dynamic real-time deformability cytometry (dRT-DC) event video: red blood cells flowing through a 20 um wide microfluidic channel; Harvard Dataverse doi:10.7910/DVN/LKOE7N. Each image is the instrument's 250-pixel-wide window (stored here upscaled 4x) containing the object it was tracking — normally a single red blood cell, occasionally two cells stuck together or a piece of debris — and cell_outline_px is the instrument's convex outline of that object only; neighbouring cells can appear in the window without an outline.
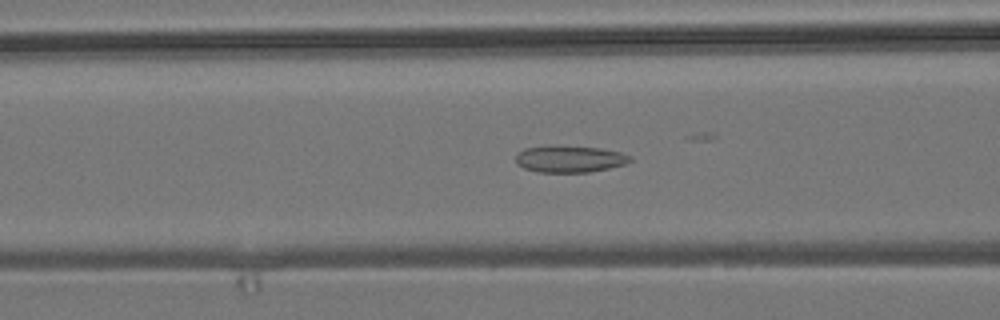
{"species": "common noctule bat (a hibernating species)", "species_latin": "Nyctalus noctula", "temperature_condition": "room temperature", "stored_images_in_passage": 55, "camera_frame_rate_fps": 3000, "um_per_image_px": 0.085, "animal": {"sex": "male", "body_mass_g": 19.2, "forearm_length_mm": 51.8}, "frame": {"image": 1, "passage_image": 22, "time_ms": 7.0, "image_size_px": [1000, 320], "cell_outline_px": [[632, 160], [624, 164], [608, 168], [588, 172], [536, 172], [524, 168], [516, 164], [516, 156], [524, 148], [600, 148], [620, 152], [632, 156]], "centroid_in_image_um": [48.45, 13.56], "position_along_channel_um": 118.2, "area_um2": 16.99}}
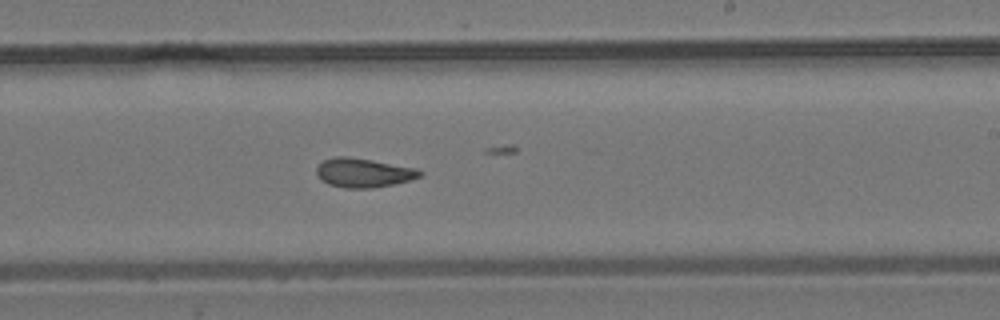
{"frame": {"image": 2, "passage_image": 33, "time_ms": 10.667, "image_size_px": [1000, 320], "cell_outline_px": [[424, 172], [420, 176], [396, 184], [372, 188], [344, 188], [328, 184], [316, 172], [316, 168], [324, 160], [336, 156], [348, 156], [372, 160], [416, 168]], "centroid_in_image_um": [30.91, 14.68], "position_along_channel_um": 258.1, "area_um2": 17.4}}
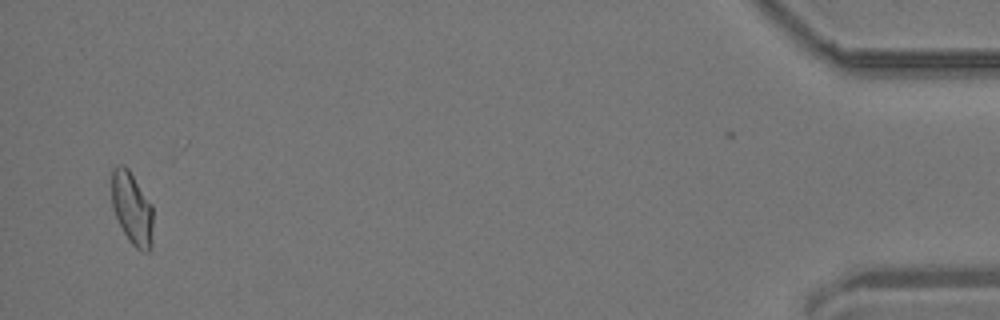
{"frame": {"image": 3, "passage_image": 53, "time_ms": 17.333, "image_size_px": [1000, 320], "cell_outline_px": [[152, 248], [148, 252], [144, 252], [136, 248], [128, 240], [112, 208], [112, 168], [120, 164], [124, 164], [128, 168], [152, 204]], "centroid_in_image_um": [11.23, 17.71], "position_along_channel_um": 424.0, "area_um2": 17.57}, "authors_computed_cell_mechanics": {"area_um2": 17.3978, "velocity_mm_per_s": 3.8219, "shape_relaxation_time_tau1_ms": null, "shape_relaxation_time_tau2_ms": 2.6319, "deformation_change_tau1": null, "deformation_change_tau2": 0.0896}}